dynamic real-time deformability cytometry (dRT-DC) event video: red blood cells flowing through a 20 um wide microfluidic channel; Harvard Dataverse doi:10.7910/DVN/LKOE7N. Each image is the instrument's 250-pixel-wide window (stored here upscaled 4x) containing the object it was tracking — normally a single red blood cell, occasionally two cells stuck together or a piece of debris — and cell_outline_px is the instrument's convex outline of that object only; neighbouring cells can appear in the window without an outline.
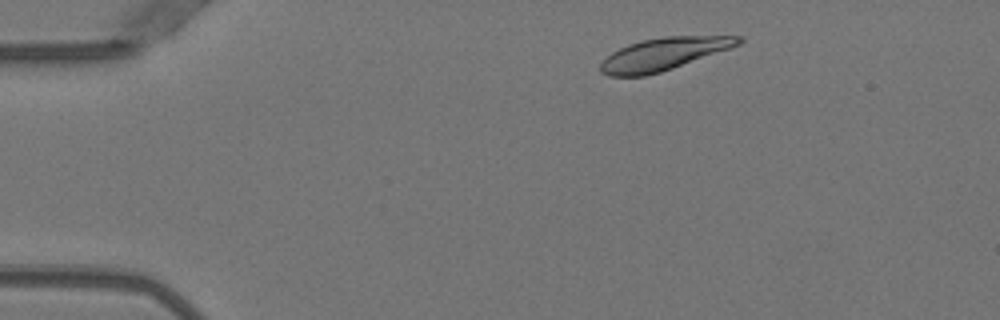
{"species": "Egyptian fruit bat (a non-hibernating species)", "species_latin": "Rousettus aegyptiacus", "temperature_condition": "warm", "stored_images_in_passage": 45, "camera_frame_rate_fps": 3000, "um_per_image_px": 0.085, "animal": {"sex": "female"}, "frame": {"image": 1, "passage_image": 2, "time_ms": 0.333, "image_size_px": [1000, 320], "cell_outline_px": [[744, 40], [740, 44], [732, 48], [660, 72], [644, 76], [608, 76], [600, 72], [600, 64], [612, 52], [628, 44], [640, 40], [664, 36], [744, 36]], "centroid_in_image_um": [56.42, 4.58], "position_along_channel_um": 28.6, "area_um2": 26.07}}
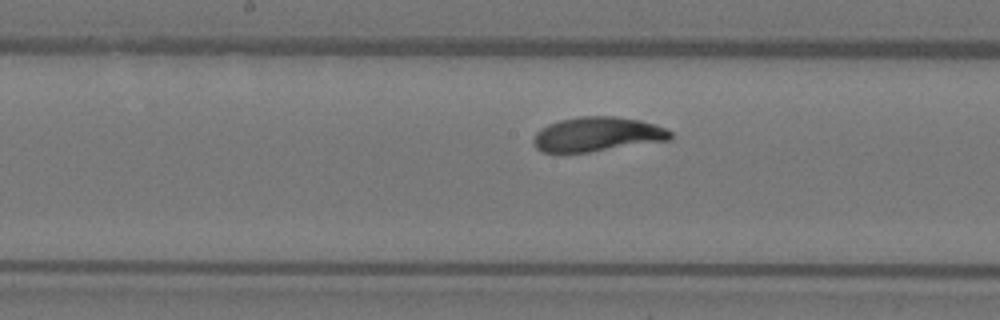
{"frame": {"image": 2, "passage_image": 20, "time_ms": 6.333, "image_size_px": [1000, 320], "cell_outline_px": [[672, 136], [668, 140], [588, 152], [540, 152], [536, 148], [532, 140], [536, 132], [540, 128], [548, 124], [560, 120], [580, 116], [616, 116], [640, 120], [668, 128], [672, 132]], "centroid_in_image_um": [50.75, 11.4], "position_along_channel_um": 197.4, "area_um2": 27.51}}
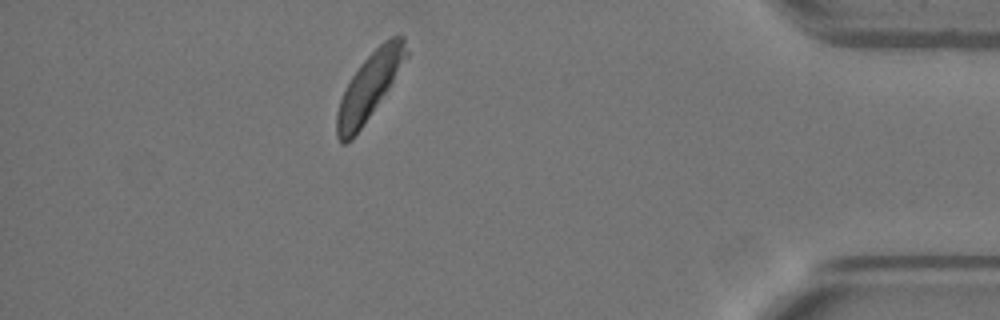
{"frame": {"image": 3, "passage_image": 39, "time_ms": 12.667, "image_size_px": [1000, 320], "cell_outline_px": [[408, 56], [388, 88], [352, 140], [344, 144], [340, 144], [336, 136], [336, 112], [340, 100], [352, 76], [360, 64], [384, 40], [392, 36], [404, 36], [408, 52]], "centroid_in_image_um": [31.37, 7.35], "position_along_channel_um": 403.8, "area_um2": 26.13}, "authors_computed_cell_mechanics": {"area_um2": 27.2816, "velocity_mm_per_s": 3.9275, "shape_relaxation_time_tau1_ms": 2.2117, "shape_relaxation_time_tau2_ms": null, "deformation_change_tau1": 0.1198, "deformation_change_tau2": null}}